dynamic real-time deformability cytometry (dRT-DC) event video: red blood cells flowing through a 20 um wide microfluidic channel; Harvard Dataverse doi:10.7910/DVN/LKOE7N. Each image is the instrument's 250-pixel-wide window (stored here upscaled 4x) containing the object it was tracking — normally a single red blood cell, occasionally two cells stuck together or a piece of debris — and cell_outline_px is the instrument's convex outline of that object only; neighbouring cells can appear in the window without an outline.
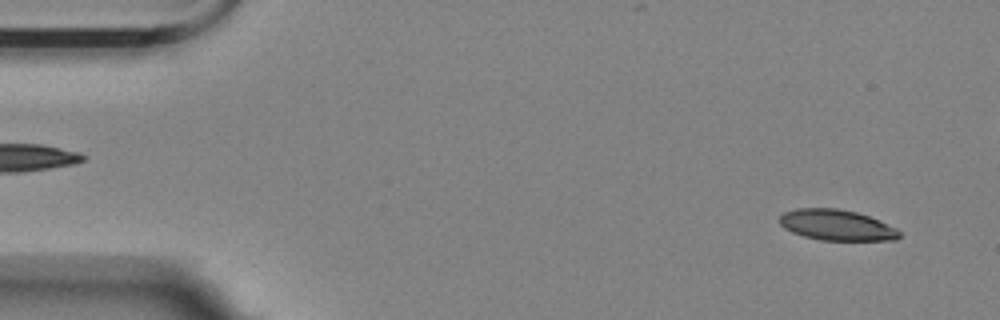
{"species": "Egyptian fruit bat (a non-hibernating species)", "species_latin": "Rousettus aegyptiacus", "temperature_condition": "room temperature", "stored_images_in_passage": 56, "camera_frame_rate_fps": 3000, "um_per_image_px": 0.085, "animal": {"sex": "female"}, "frame": {"image": 1, "passage_image": 3, "time_ms": 0.667, "image_size_px": [1000, 320], "cell_outline_px": [[900, 236], [896, 240], [820, 240], [804, 236], [792, 232], [784, 228], [780, 224], [780, 216], [784, 212], [796, 208], [836, 208], [856, 212], [880, 220], [896, 228], [900, 232]], "centroid_in_image_um": [71.11, 19.13], "position_along_channel_um": 13.9, "area_um2": 21.44}}
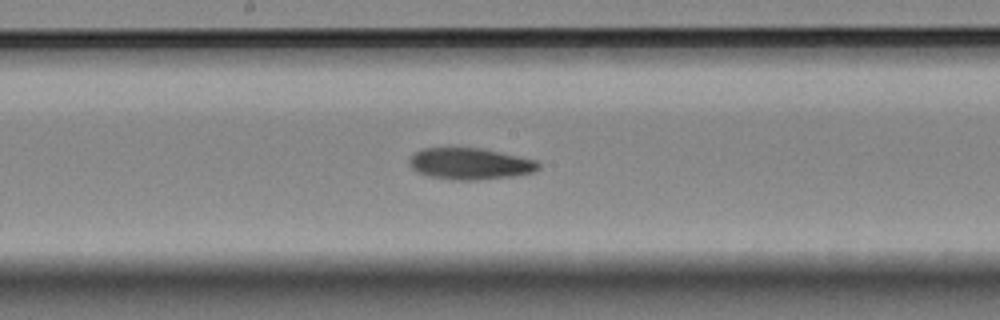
{"frame": {"image": 2, "passage_image": 28, "time_ms": 9.0, "image_size_px": [1000, 320], "cell_outline_px": [[540, 168], [536, 172], [512, 176], [476, 180], [452, 180], [428, 176], [416, 172], [408, 164], [408, 160], [416, 152], [424, 148], [480, 148], [536, 160], [540, 164]], "centroid_in_image_um": [39.94, 13.93], "position_along_channel_um": 208.3, "area_um2": 23.7}}
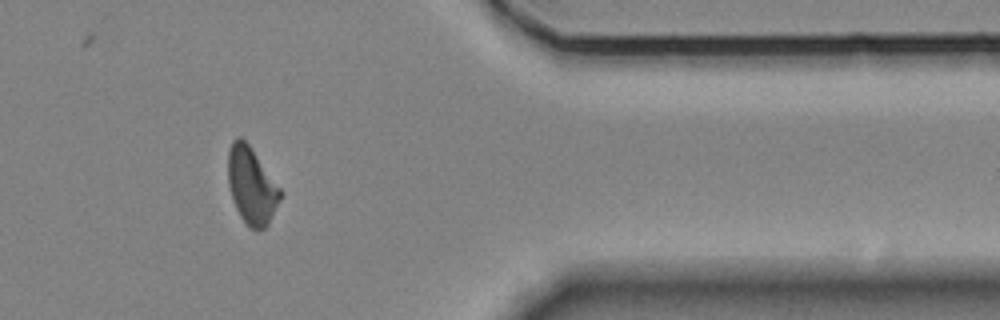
{"frame": {"image": 3, "passage_image": 45, "time_ms": 14.667, "image_size_px": [1000, 320], "cell_outline_px": [[284, 192], [268, 224], [264, 228], [248, 228], [240, 216], [236, 208], [228, 184], [228, 152], [232, 140], [236, 136], [240, 136], [248, 144]], "centroid_in_image_um": [21.39, 15.77], "position_along_channel_um": 390.0, "area_um2": 23.29}}